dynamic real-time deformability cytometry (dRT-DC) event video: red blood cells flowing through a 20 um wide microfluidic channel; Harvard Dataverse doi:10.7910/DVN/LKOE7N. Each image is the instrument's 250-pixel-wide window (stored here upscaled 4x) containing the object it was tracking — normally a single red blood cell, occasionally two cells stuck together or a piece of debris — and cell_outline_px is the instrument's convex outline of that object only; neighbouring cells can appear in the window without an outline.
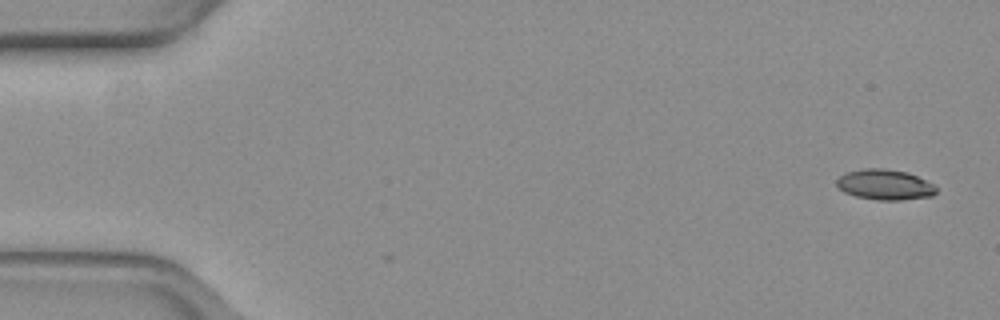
{"species": "common noctule bat (a hibernating species)", "species_latin": "Nyctalus noctula", "temperature_condition": "warm", "stored_images_in_passage": 3, "camera_frame_rate_fps": 3000, "um_per_image_px": 0.085, "animal": {"sex": "female", "body_mass_g": 19.3, "forearm_length_mm": 54.1}, "frame": {"image": 1, "passage_image": 1, "time_ms": 0.0, "image_size_px": [1000, 320], "cell_outline_px": [[936, 192], [932, 196], [900, 200], [876, 200], [856, 196], [844, 192], [836, 184], [836, 180], [844, 172], [864, 168], [884, 168], [908, 172], [936, 184]], "centroid_in_image_um": [75.22, 15.68], "position_along_channel_um": 9.8, "area_um2": 17.86}}